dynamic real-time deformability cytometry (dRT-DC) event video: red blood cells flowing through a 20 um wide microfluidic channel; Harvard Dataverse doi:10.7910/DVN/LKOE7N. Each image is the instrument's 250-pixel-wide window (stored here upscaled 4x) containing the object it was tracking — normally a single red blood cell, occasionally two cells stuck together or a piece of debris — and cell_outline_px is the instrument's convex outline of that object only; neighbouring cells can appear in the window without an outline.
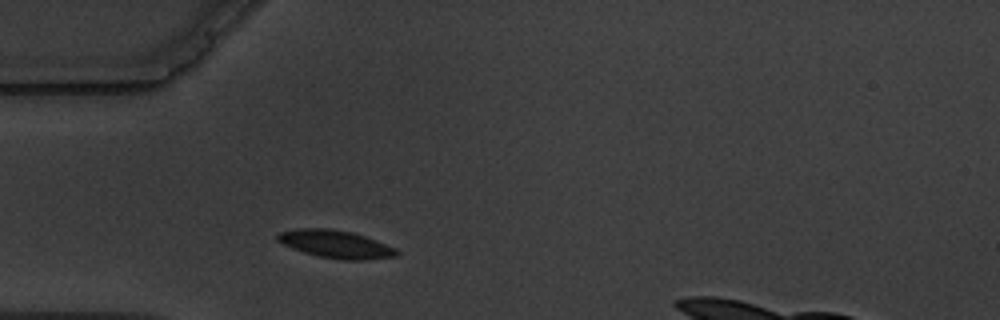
{"species": "common noctule bat (a hibernating species)", "species_latin": "Nyctalus noctula", "temperature_condition": "warm", "stored_images_in_passage": 1, "camera_frame_rate_fps": 3000, "um_per_image_px": 0.085, "animal": {"sex": "male", "body_mass_g": 19.5, "forearm_length_mm": 54.6}, "frame": {"image": 1, "passage_image": 1, "time_ms": 0.0, "image_size_px": [1000, 320], "cell_outline_px": [[400, 252], [396, 256], [364, 260], [344, 260], [320, 256], [304, 252], [292, 248], [276, 240], [276, 236], [280, 232], [300, 228], [328, 228], [352, 232], [376, 240], [396, 248]], "centroid_in_image_um": [28.55, 20.75], "position_along_channel_um": 56.5, "area_um2": 19.13}}